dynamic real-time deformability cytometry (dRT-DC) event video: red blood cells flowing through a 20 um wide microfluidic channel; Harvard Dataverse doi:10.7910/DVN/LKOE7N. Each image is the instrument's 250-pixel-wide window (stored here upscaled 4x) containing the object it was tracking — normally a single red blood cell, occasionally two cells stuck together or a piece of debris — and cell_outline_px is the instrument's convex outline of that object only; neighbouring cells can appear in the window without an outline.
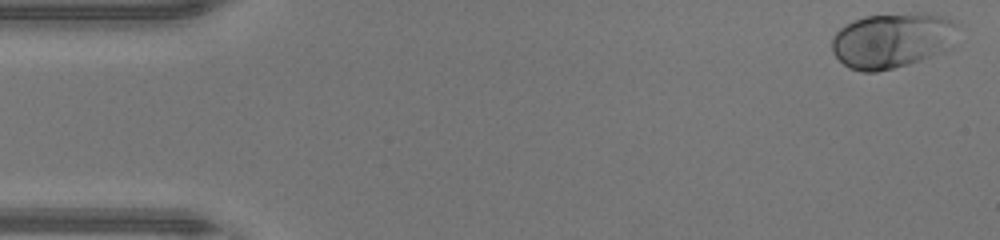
{"species": "human", "species_latin": "Homo sapiens", "temperature_condition": "warm", "stored_images_in_passage": 46, "camera_frame_rate_fps": 3000, "um_per_image_px": 0.085, "donor": {"sex": "male"}, "frame": {"image": 1, "passage_image": 1, "time_ms": 0.0, "image_size_px": [1000, 240], "cell_outline_px": [[956, 24], [952, 48], [944, 52], [908, 64], [876, 72], [860, 72], [848, 68], [832, 52], [832, 36], [840, 28], [864, 16], [916, 12], [928, 12], [956, 20]], "centroid_in_image_um": [75.86, 3.42], "position_along_channel_um": 9.1, "area_um2": 40.86}}
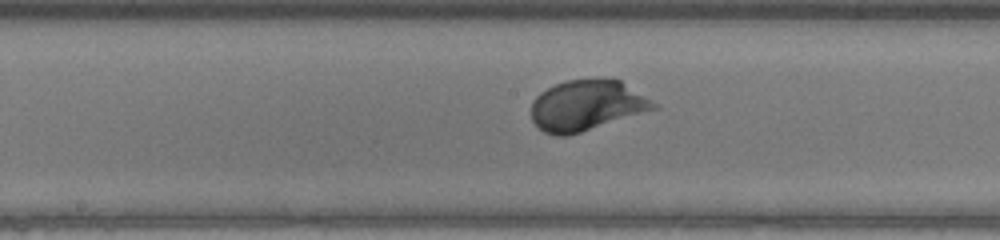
{"frame": {"image": 2, "passage_image": 23, "time_ms": 7.333, "image_size_px": [1000, 240], "cell_outline_px": [[660, 108], [568, 136], [556, 136], [544, 132], [532, 120], [532, 100], [540, 92], [556, 84], [568, 80], [600, 76], [620, 80], [660, 104]], "centroid_in_image_um": [49.92, 8.94], "position_along_channel_um": 198.3, "area_um2": 36.7}}
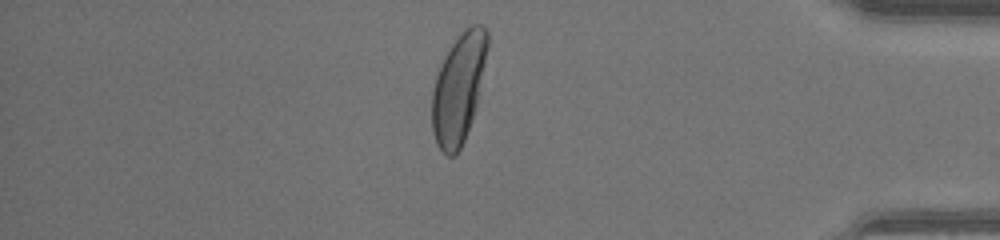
{"frame": {"image": 3, "passage_image": 39, "time_ms": 12.667, "image_size_px": [1000, 240], "cell_outline_px": [[488, 44], [476, 104], [472, 120], [464, 140], [460, 148], [452, 156], [448, 156], [436, 144], [432, 132], [432, 92], [436, 76], [440, 64], [444, 56], [460, 32], [464, 28], [472, 24], [480, 24], [488, 32]], "centroid_in_image_um": [38.95, 7.49], "position_along_channel_um": 396.2, "area_um2": 34.97}, "authors_computed_cell_mechanics": {"area_um2": 35.4025, "velocity_mm_per_s": 4.4182, "shape_relaxation_time_tau1_ms": 1.7548, "shape_relaxation_time_tau2_ms": null, "deformation_change_tau1": 0.1538, "deformation_change_tau2": null}}